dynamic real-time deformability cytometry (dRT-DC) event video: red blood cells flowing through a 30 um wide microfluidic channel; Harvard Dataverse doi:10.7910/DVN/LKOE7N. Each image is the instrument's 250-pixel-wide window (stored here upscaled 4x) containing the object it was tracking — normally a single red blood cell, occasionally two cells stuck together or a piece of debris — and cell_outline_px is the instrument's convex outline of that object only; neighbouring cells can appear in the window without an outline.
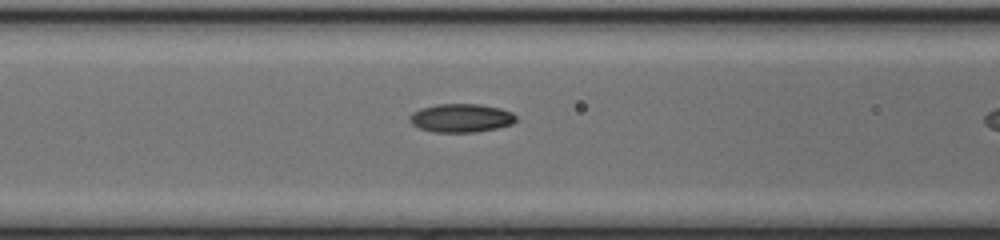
{"species": "common noctule bat (a hibernating species)", "species_latin": "Nyctalus noctula", "temperature_condition": "cold", "stored_images_in_passage": 7, "camera_frame_rate_fps": 3000, "um_per_image_px": 0.085, "animal": {"sex": "female", "body_mass_g": 17.0, "forearm_length_mm": 48.0}, "frame": {"image": 1, "passage_image": 6, "time_ms": 1.667, "image_size_px": [1000, 240], "cell_outline_px": [[516, 120], [512, 124], [496, 128], [476, 132], [432, 132], [420, 128], [412, 124], [408, 120], [408, 116], [412, 112], [420, 108], [436, 104], [480, 104], [500, 108], [512, 112], [516, 116]], "centroid_in_image_um": [39.16, 10.02], "position_along_channel_um": 127.4, "area_um2": 17.8}}